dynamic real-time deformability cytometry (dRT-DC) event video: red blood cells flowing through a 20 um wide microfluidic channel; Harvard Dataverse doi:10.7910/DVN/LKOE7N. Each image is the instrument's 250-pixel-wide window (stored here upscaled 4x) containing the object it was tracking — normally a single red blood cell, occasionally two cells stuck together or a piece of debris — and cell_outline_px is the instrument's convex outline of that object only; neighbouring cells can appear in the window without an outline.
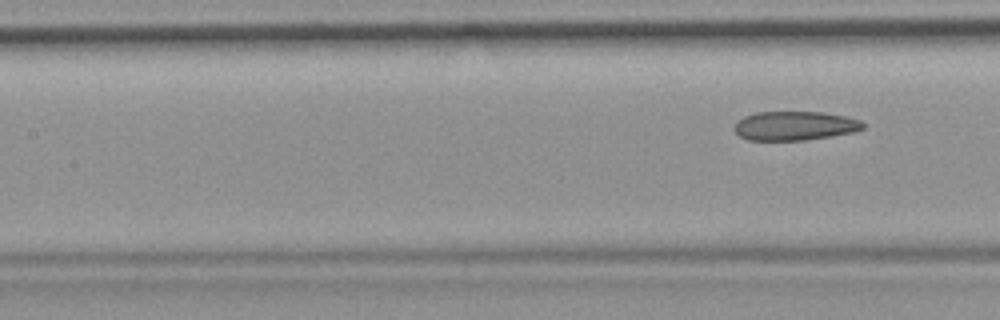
{"species": "common noctule bat (a hibernating species)", "species_latin": "Nyctalus noctula", "temperature_condition": "room temperature", "stored_images_in_passage": 6, "segment_of_instrument_passage": [2, 2], "camera_frame_rate_fps": 3000, "um_per_image_px": 0.085, "animal": {"sex": "female", "body_mass_g": 19.9}, "frame": {"image": 1, "passage_image": 6, "time_ms": 6.333, "image_size_px": [1000, 320], "cell_outline_px": [[868, 124], [864, 128], [856, 132], [832, 136], [804, 140], [748, 140], [740, 136], [732, 128], [744, 116], [756, 112], [824, 112], [844, 116], [860, 120]], "centroid_in_image_um": [67.6, 10.69], "position_along_channel_um": 139.8, "area_um2": 21.91}}